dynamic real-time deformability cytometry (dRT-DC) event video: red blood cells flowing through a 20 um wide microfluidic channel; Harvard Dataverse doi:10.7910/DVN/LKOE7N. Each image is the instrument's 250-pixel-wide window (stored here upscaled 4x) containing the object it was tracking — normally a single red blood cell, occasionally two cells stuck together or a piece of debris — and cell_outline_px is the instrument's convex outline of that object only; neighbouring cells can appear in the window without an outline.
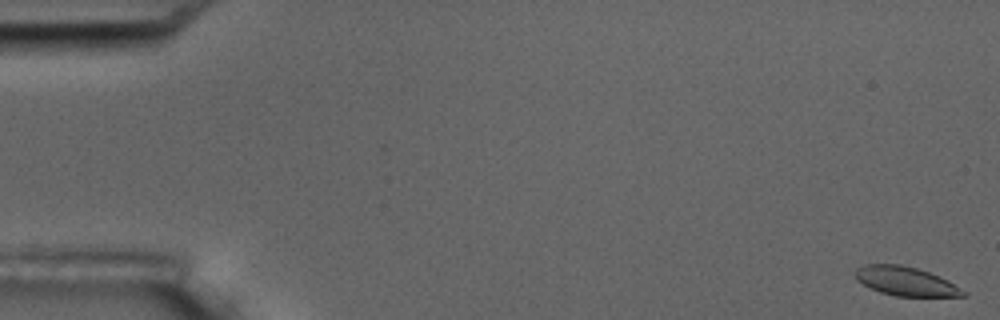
{"species": "common noctule bat (a hibernating species)", "species_latin": "Nyctalus noctula", "temperature_condition": "room temperature", "stored_images_in_passage": 17, "camera_frame_rate_fps": 3000, "um_per_image_px": 0.085, "animal": {"sex": "male", "body_mass_g": 17.5, "forearm_length_mm": 52.3}, "frame": {"image": 1, "passage_image": 1, "time_ms": 0.0, "image_size_px": [1000, 320], "cell_outline_px": [[968, 296], [896, 296], [880, 292], [856, 280], [852, 272], [856, 268], [864, 264], [900, 264], [916, 268], [940, 276], [948, 280], [968, 292]], "centroid_in_image_um": [76.98, 23.9], "position_along_channel_um": 8.0, "area_um2": 18.38}}
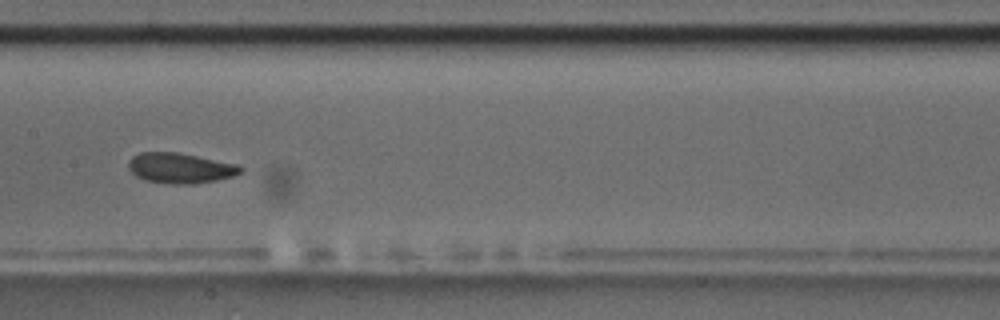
{"frame": {"image": 2, "passage_image": 9, "time_ms": 9.333, "image_size_px": [1000, 320], "cell_outline_px": [[244, 172], [232, 176], [216, 180], [192, 184], [172, 184], [144, 180], [136, 176], [128, 168], [128, 160], [132, 156], [140, 152], [176, 152], [240, 164], [244, 168]], "centroid_in_image_um": [15.34, 14.28], "position_along_channel_um": 192.1, "area_um2": 20.0}}
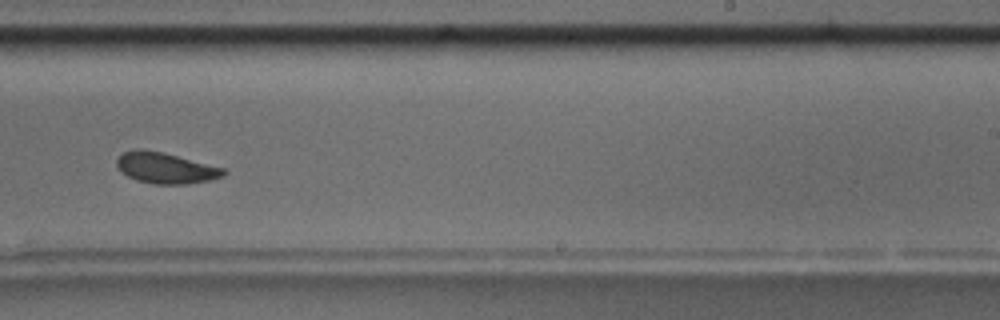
{"frame": {"image": 3, "passage_image": 11, "time_ms": 11.667, "image_size_px": [1000, 320], "cell_outline_px": [[228, 172], [224, 176], [208, 180], [188, 184], [152, 184], [136, 180], [120, 172], [116, 164], [116, 160], [124, 152], [136, 148], [144, 148], [164, 152], [224, 168]], "centroid_in_image_um": [14.06, 14.27], "position_along_channel_um": 274.9, "area_um2": 19.48}, "authors_computed_cell_mechanics": {"area_um2": 19.4786, "velocity_mm_per_s": 3.5542, "shape_relaxation_time_tau1_ms": 1.675, "shape_relaxation_time_tau2_ms": 2.2499, "deformation_change_tau1": 0.0678, "deformation_change_tau2": 0.0498}}